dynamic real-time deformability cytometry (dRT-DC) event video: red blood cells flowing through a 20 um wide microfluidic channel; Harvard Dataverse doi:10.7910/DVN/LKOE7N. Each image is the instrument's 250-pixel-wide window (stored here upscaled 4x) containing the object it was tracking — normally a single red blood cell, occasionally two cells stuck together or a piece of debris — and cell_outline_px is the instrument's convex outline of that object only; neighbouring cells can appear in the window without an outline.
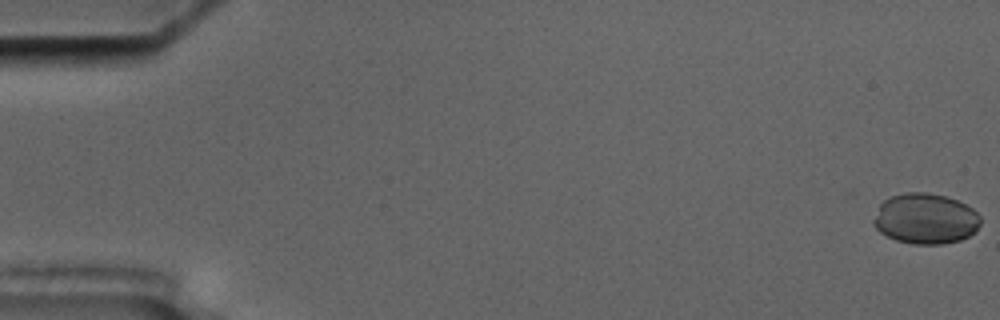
{"species": "common noctule bat (a hibernating species)", "species_latin": "Nyctalus noctula", "temperature_condition": "cold", "stored_images_in_passage": 5, "camera_frame_rate_fps": 3000, "um_per_image_px": 0.085, "animal": {"sex": "male", "body_mass_g": 17.5, "forearm_length_mm": 52.3}, "frame": {"image": 1, "passage_image": 1, "time_ms": 0.0, "image_size_px": [1000, 320], "cell_outline_px": [[980, 224], [976, 232], [960, 240], [944, 244], [912, 244], [896, 240], [880, 232], [872, 224], [872, 220], [880, 204], [884, 200], [892, 196], [908, 192], [924, 192], [944, 196], [956, 200], [972, 208], [980, 216]], "centroid_in_image_um": [78.66, 18.6], "position_along_channel_um": 6.3, "area_um2": 31.5}}
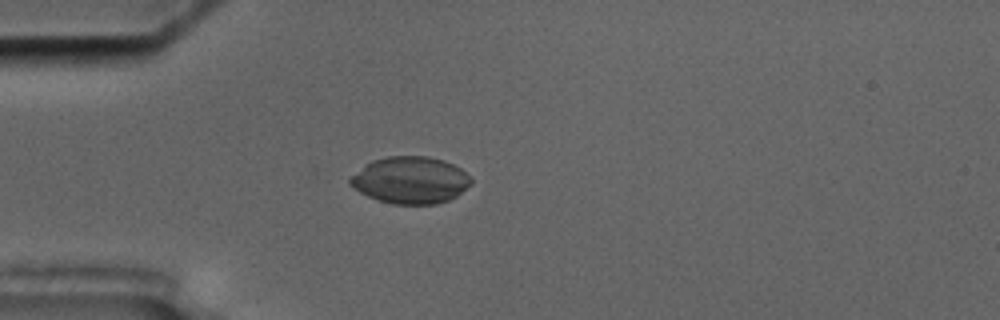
{"frame": {"image": 2, "passage_image": 5, "time_ms": 5.333, "image_size_px": [1000, 320], "cell_outline_px": [[472, 184], [456, 196], [448, 200], [436, 204], [392, 204], [368, 196], [360, 192], [348, 184], [348, 176], [372, 160], [388, 156], [428, 156], [444, 160], [460, 168], [472, 180]], "centroid_in_image_um": [34.85, 15.3], "position_along_channel_um": 50.1, "area_um2": 33.18}}